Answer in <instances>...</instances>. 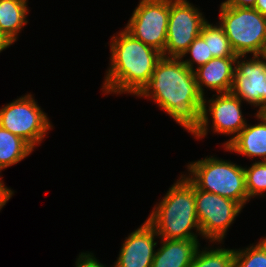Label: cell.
<instances>
[{
	"label": "cell",
	"instance_id": "6da1fadb",
	"mask_svg": "<svg viewBox=\"0 0 266 267\" xmlns=\"http://www.w3.org/2000/svg\"><path fill=\"white\" fill-rule=\"evenodd\" d=\"M181 60L162 57L137 96L152 98L179 125L194 134L201 125L203 96L193 70Z\"/></svg>",
	"mask_w": 266,
	"mask_h": 267
},
{
	"label": "cell",
	"instance_id": "7a4b0ae2",
	"mask_svg": "<svg viewBox=\"0 0 266 267\" xmlns=\"http://www.w3.org/2000/svg\"><path fill=\"white\" fill-rule=\"evenodd\" d=\"M110 46L111 67L103 89L106 93L137 95L152 77L162 53L135 39L125 29L112 37Z\"/></svg>",
	"mask_w": 266,
	"mask_h": 267
},
{
	"label": "cell",
	"instance_id": "3957f363",
	"mask_svg": "<svg viewBox=\"0 0 266 267\" xmlns=\"http://www.w3.org/2000/svg\"><path fill=\"white\" fill-rule=\"evenodd\" d=\"M153 209L147 221L161 239H197L191 231L193 228L201 234L195 207V186L186 176L181 175Z\"/></svg>",
	"mask_w": 266,
	"mask_h": 267
},
{
	"label": "cell",
	"instance_id": "277c9868",
	"mask_svg": "<svg viewBox=\"0 0 266 267\" xmlns=\"http://www.w3.org/2000/svg\"><path fill=\"white\" fill-rule=\"evenodd\" d=\"M186 178L198 189L211 192L241 204L248 201L244 168L232 162L207 157L188 165Z\"/></svg>",
	"mask_w": 266,
	"mask_h": 267
},
{
	"label": "cell",
	"instance_id": "5b68a950",
	"mask_svg": "<svg viewBox=\"0 0 266 267\" xmlns=\"http://www.w3.org/2000/svg\"><path fill=\"white\" fill-rule=\"evenodd\" d=\"M220 22L238 56L259 55L266 41V16L254 8H240L221 3Z\"/></svg>",
	"mask_w": 266,
	"mask_h": 267
},
{
	"label": "cell",
	"instance_id": "8992f818",
	"mask_svg": "<svg viewBox=\"0 0 266 267\" xmlns=\"http://www.w3.org/2000/svg\"><path fill=\"white\" fill-rule=\"evenodd\" d=\"M0 127L21 137L34 149L52 126L32 95L28 94L0 109Z\"/></svg>",
	"mask_w": 266,
	"mask_h": 267
},
{
	"label": "cell",
	"instance_id": "52a82bcc",
	"mask_svg": "<svg viewBox=\"0 0 266 267\" xmlns=\"http://www.w3.org/2000/svg\"><path fill=\"white\" fill-rule=\"evenodd\" d=\"M170 0H141L125 30L163 54L167 40Z\"/></svg>",
	"mask_w": 266,
	"mask_h": 267
},
{
	"label": "cell",
	"instance_id": "ba28073f",
	"mask_svg": "<svg viewBox=\"0 0 266 267\" xmlns=\"http://www.w3.org/2000/svg\"><path fill=\"white\" fill-rule=\"evenodd\" d=\"M195 207L201 236L221 242L243 206L236 201L195 187Z\"/></svg>",
	"mask_w": 266,
	"mask_h": 267
},
{
	"label": "cell",
	"instance_id": "9c48e42d",
	"mask_svg": "<svg viewBox=\"0 0 266 267\" xmlns=\"http://www.w3.org/2000/svg\"><path fill=\"white\" fill-rule=\"evenodd\" d=\"M206 19L187 0H170L167 40L163 57L180 58L200 35Z\"/></svg>",
	"mask_w": 266,
	"mask_h": 267
},
{
	"label": "cell",
	"instance_id": "30bf717a",
	"mask_svg": "<svg viewBox=\"0 0 266 267\" xmlns=\"http://www.w3.org/2000/svg\"><path fill=\"white\" fill-rule=\"evenodd\" d=\"M217 97L210 99L206 106V99L203 97L202 118L201 125L194 133L195 137L202 138L207 134L208 125V111L213 120V131L221 134L234 135L246 126V121L243 118L241 111L242 100L236 97L231 92L220 93Z\"/></svg>",
	"mask_w": 266,
	"mask_h": 267
},
{
	"label": "cell",
	"instance_id": "8fae6325",
	"mask_svg": "<svg viewBox=\"0 0 266 267\" xmlns=\"http://www.w3.org/2000/svg\"><path fill=\"white\" fill-rule=\"evenodd\" d=\"M237 56L236 69L231 93L253 106H260L258 112L266 108V63L258 55L250 61L240 60Z\"/></svg>",
	"mask_w": 266,
	"mask_h": 267
},
{
	"label": "cell",
	"instance_id": "7c38bea8",
	"mask_svg": "<svg viewBox=\"0 0 266 267\" xmlns=\"http://www.w3.org/2000/svg\"><path fill=\"white\" fill-rule=\"evenodd\" d=\"M158 236L154 227L146 220L133 231L122 245L119 257L113 267H152Z\"/></svg>",
	"mask_w": 266,
	"mask_h": 267
},
{
	"label": "cell",
	"instance_id": "4fadbf2b",
	"mask_svg": "<svg viewBox=\"0 0 266 267\" xmlns=\"http://www.w3.org/2000/svg\"><path fill=\"white\" fill-rule=\"evenodd\" d=\"M237 58H212L208 63L194 69V76L200 94L203 86L216 90L217 94L231 92Z\"/></svg>",
	"mask_w": 266,
	"mask_h": 267
},
{
	"label": "cell",
	"instance_id": "5bb4252c",
	"mask_svg": "<svg viewBox=\"0 0 266 267\" xmlns=\"http://www.w3.org/2000/svg\"><path fill=\"white\" fill-rule=\"evenodd\" d=\"M256 117L261 120V123L254 126L246 124L238 135L233 136L230 140L225 142V149L250 158L261 157L263 159L261 161H265L266 117L262 112H257Z\"/></svg>",
	"mask_w": 266,
	"mask_h": 267
},
{
	"label": "cell",
	"instance_id": "9a60e30c",
	"mask_svg": "<svg viewBox=\"0 0 266 267\" xmlns=\"http://www.w3.org/2000/svg\"><path fill=\"white\" fill-rule=\"evenodd\" d=\"M155 253L152 267H190L198 250V239L167 240Z\"/></svg>",
	"mask_w": 266,
	"mask_h": 267
},
{
	"label": "cell",
	"instance_id": "2e32d148",
	"mask_svg": "<svg viewBox=\"0 0 266 267\" xmlns=\"http://www.w3.org/2000/svg\"><path fill=\"white\" fill-rule=\"evenodd\" d=\"M27 0H0V31L14 43L27 24Z\"/></svg>",
	"mask_w": 266,
	"mask_h": 267
},
{
	"label": "cell",
	"instance_id": "e0dca14e",
	"mask_svg": "<svg viewBox=\"0 0 266 267\" xmlns=\"http://www.w3.org/2000/svg\"><path fill=\"white\" fill-rule=\"evenodd\" d=\"M32 151L25 140L0 127V171L17 164Z\"/></svg>",
	"mask_w": 266,
	"mask_h": 267
},
{
	"label": "cell",
	"instance_id": "ac0fdd59",
	"mask_svg": "<svg viewBox=\"0 0 266 267\" xmlns=\"http://www.w3.org/2000/svg\"><path fill=\"white\" fill-rule=\"evenodd\" d=\"M200 35L208 43L209 55L213 58H237L221 25L203 24Z\"/></svg>",
	"mask_w": 266,
	"mask_h": 267
},
{
	"label": "cell",
	"instance_id": "d6986e66",
	"mask_svg": "<svg viewBox=\"0 0 266 267\" xmlns=\"http://www.w3.org/2000/svg\"><path fill=\"white\" fill-rule=\"evenodd\" d=\"M190 267H234V250L217 248L200 251L198 248Z\"/></svg>",
	"mask_w": 266,
	"mask_h": 267
},
{
	"label": "cell",
	"instance_id": "ffe728a7",
	"mask_svg": "<svg viewBox=\"0 0 266 267\" xmlns=\"http://www.w3.org/2000/svg\"><path fill=\"white\" fill-rule=\"evenodd\" d=\"M234 267H266V238L246 250H234Z\"/></svg>",
	"mask_w": 266,
	"mask_h": 267
},
{
	"label": "cell",
	"instance_id": "44dd1931",
	"mask_svg": "<svg viewBox=\"0 0 266 267\" xmlns=\"http://www.w3.org/2000/svg\"><path fill=\"white\" fill-rule=\"evenodd\" d=\"M244 172L248 201L253 196L263 195L266 191V162H255L248 169L244 168Z\"/></svg>",
	"mask_w": 266,
	"mask_h": 267
},
{
	"label": "cell",
	"instance_id": "7402d4cb",
	"mask_svg": "<svg viewBox=\"0 0 266 267\" xmlns=\"http://www.w3.org/2000/svg\"><path fill=\"white\" fill-rule=\"evenodd\" d=\"M188 53L191 54L192 59L183 60L182 62L191 70H194V62H196L199 67L208 63L213 58L212 55H209L208 43H205L201 35L196 37L180 58L185 57Z\"/></svg>",
	"mask_w": 266,
	"mask_h": 267
},
{
	"label": "cell",
	"instance_id": "603a6c76",
	"mask_svg": "<svg viewBox=\"0 0 266 267\" xmlns=\"http://www.w3.org/2000/svg\"><path fill=\"white\" fill-rule=\"evenodd\" d=\"M76 267H104L92 253H81L77 259Z\"/></svg>",
	"mask_w": 266,
	"mask_h": 267
},
{
	"label": "cell",
	"instance_id": "cb8c5ba5",
	"mask_svg": "<svg viewBox=\"0 0 266 267\" xmlns=\"http://www.w3.org/2000/svg\"><path fill=\"white\" fill-rule=\"evenodd\" d=\"M256 1L257 0H226L222 2V4L240 8H254Z\"/></svg>",
	"mask_w": 266,
	"mask_h": 267
},
{
	"label": "cell",
	"instance_id": "d4e9b609",
	"mask_svg": "<svg viewBox=\"0 0 266 267\" xmlns=\"http://www.w3.org/2000/svg\"><path fill=\"white\" fill-rule=\"evenodd\" d=\"M13 195V191L8 189L0 178V209L8 202Z\"/></svg>",
	"mask_w": 266,
	"mask_h": 267
},
{
	"label": "cell",
	"instance_id": "484cf974",
	"mask_svg": "<svg viewBox=\"0 0 266 267\" xmlns=\"http://www.w3.org/2000/svg\"><path fill=\"white\" fill-rule=\"evenodd\" d=\"M12 44L13 43L7 38V36L0 31V52Z\"/></svg>",
	"mask_w": 266,
	"mask_h": 267
},
{
	"label": "cell",
	"instance_id": "4316f807",
	"mask_svg": "<svg viewBox=\"0 0 266 267\" xmlns=\"http://www.w3.org/2000/svg\"><path fill=\"white\" fill-rule=\"evenodd\" d=\"M254 9L266 16V0H257Z\"/></svg>",
	"mask_w": 266,
	"mask_h": 267
},
{
	"label": "cell",
	"instance_id": "83f0119b",
	"mask_svg": "<svg viewBox=\"0 0 266 267\" xmlns=\"http://www.w3.org/2000/svg\"><path fill=\"white\" fill-rule=\"evenodd\" d=\"M258 56L266 63V41L264 42L263 48Z\"/></svg>",
	"mask_w": 266,
	"mask_h": 267
},
{
	"label": "cell",
	"instance_id": "f1b7e54d",
	"mask_svg": "<svg viewBox=\"0 0 266 267\" xmlns=\"http://www.w3.org/2000/svg\"><path fill=\"white\" fill-rule=\"evenodd\" d=\"M262 113L265 115L266 117V108L262 111Z\"/></svg>",
	"mask_w": 266,
	"mask_h": 267
}]
</instances>
